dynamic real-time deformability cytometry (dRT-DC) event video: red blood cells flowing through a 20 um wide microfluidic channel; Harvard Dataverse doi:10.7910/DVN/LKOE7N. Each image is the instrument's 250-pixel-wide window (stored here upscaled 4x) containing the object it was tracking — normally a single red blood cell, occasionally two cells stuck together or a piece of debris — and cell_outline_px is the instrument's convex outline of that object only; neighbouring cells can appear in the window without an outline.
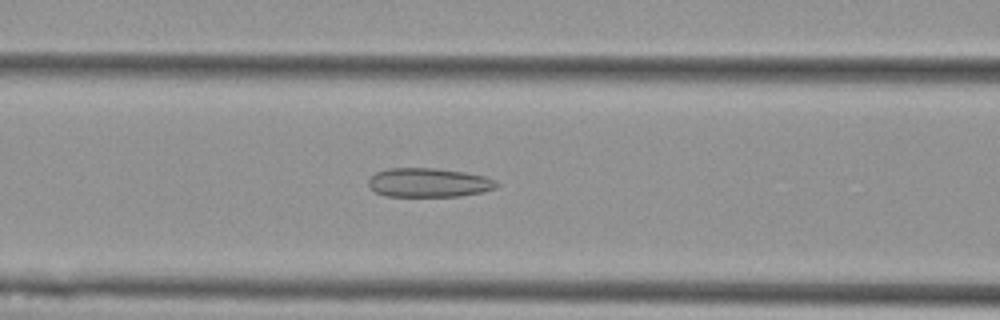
{"species": "Egyptian fruit bat (a non-hibernating species)", "species_latin": "Rousettus aegyptiacus", "temperature_condition": "cold", "stored_images_in_passage": 42, "camera_frame_rate_fps": 3000, "um_per_image_px": 0.085, "animal": {"sex": "female"}, "frame": {"image": 1, "passage_image": 9, "time_ms": 2.667, "image_size_px": [1000, 320], "cell_outline_px": [[500, 184], [496, 188], [484, 192], [460, 196], [384, 196], [376, 192], [368, 184], [368, 180], [376, 172], [388, 168], [436, 168], [464, 172], [484, 176], [496, 180]], "centroid_in_image_um": [36.47, 15.52], "position_along_channel_um": 130.1, "area_um2": 21.79}}
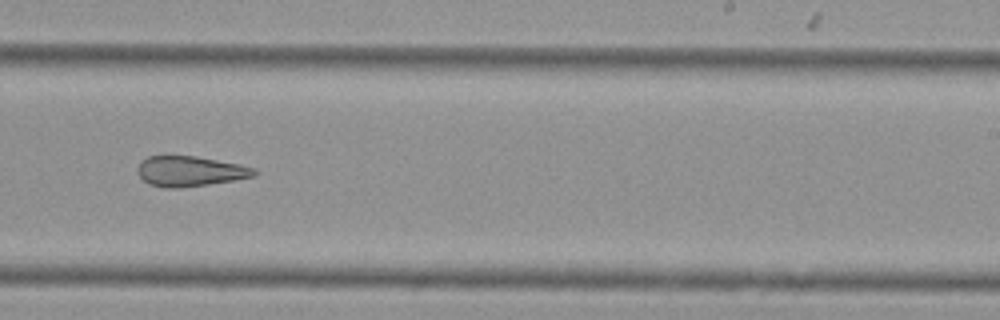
{"frame": {"image": 2, "passage_image": 21, "time_ms": 6.667, "image_size_px": [1000, 320], "cell_outline_px": [[260, 172], [256, 176], [208, 184], [180, 188], [164, 188], [148, 184], [136, 172], [140, 164], [148, 156], [196, 156], [240, 164], [256, 168]], "centroid_in_image_um": [16.19, 14.56], "position_along_channel_um": 272.8, "area_um2": 20.58}}
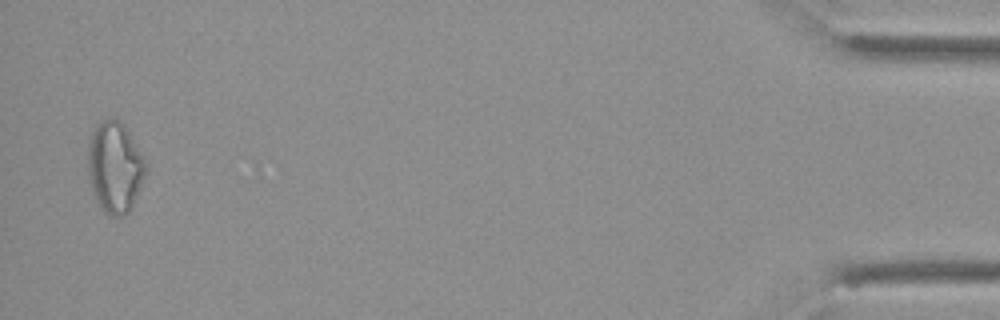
{"frame": {"image": 3, "passage_image": 41, "time_ms": 13.333, "image_size_px": [1000, 320], "cell_outline_px": [[148, 168], [140, 188], [128, 212], [124, 216], [108, 216], [104, 212], [96, 200], [88, 180], [88, 144], [92, 132], [96, 124], [104, 120], [120, 120], [144, 156], [148, 164]], "centroid_in_image_um": [9.76, 14.23], "position_along_channel_um": 425.4, "area_um2": 30.69}, "authors_computed_cell_mechanics": {"area_um2": 22.5709, "velocity_mm_per_s": 3.5857, "shape_relaxation_time_tau1_ms": null, "shape_relaxation_time_tau2_ms": 3.7058, "deformation_change_tau1": null, "deformation_change_tau2": 0.1304}}